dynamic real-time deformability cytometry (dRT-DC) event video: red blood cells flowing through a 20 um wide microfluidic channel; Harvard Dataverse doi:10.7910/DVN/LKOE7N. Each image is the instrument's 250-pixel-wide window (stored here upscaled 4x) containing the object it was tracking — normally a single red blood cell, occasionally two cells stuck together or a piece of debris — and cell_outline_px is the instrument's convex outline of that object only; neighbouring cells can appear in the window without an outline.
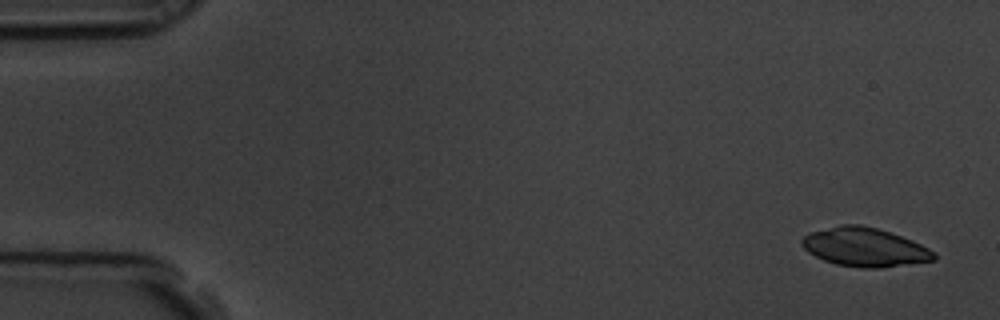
{"species": "common noctule bat (a hibernating species)", "species_latin": "Nyctalus noctula", "temperature_condition": "room temperature", "stored_images_in_passage": 4, "camera_frame_rate_fps": 3000, "um_per_image_px": 0.085, "animal": {"sex": "male", "body_mass_g": 19.5, "forearm_length_mm": 54.6}, "frame": {"image": 1, "passage_image": 1, "time_ms": 0.0, "image_size_px": [1000, 320], "cell_outline_px": [[936, 260], [880, 268], [864, 268], [836, 264], [824, 260], [808, 252], [800, 244], [800, 240], [804, 236], [812, 232], [840, 224], [860, 224], [876, 228], [912, 240], [936, 252]], "centroid_in_image_um": [73.5, 21.01], "position_along_channel_um": 11.5, "area_um2": 29.71}}